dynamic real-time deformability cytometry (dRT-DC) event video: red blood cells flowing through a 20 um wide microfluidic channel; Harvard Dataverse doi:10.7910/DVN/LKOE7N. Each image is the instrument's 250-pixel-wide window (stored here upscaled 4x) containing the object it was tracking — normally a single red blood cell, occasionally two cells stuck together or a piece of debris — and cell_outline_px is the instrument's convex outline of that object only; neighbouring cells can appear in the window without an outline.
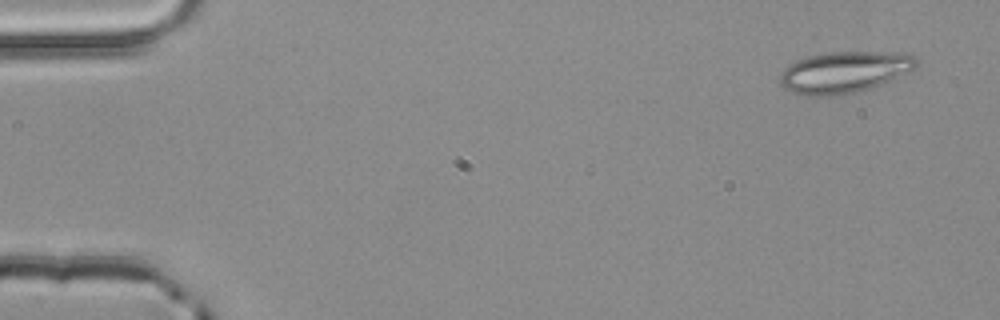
{"species": "common noctule bat (a hibernating species)", "species_latin": "Nyctalus noctula", "temperature_condition": "room temperature", "stored_images_in_passage": 4, "camera_frame_rate_fps": 3000, "um_per_image_px": 0.085, "animal": {"sex": "male", "body_mass_g": 20.4}, "frame": {"image": 1, "passage_image": 1, "time_ms": 0.0, "image_size_px": [1000, 320], "cell_outline_px": [[920, 64], [916, 68], [908, 72], [880, 84], [856, 92], [840, 96], [804, 96], [792, 92], [784, 88], [780, 84], [780, 72], [788, 64], [796, 60], [808, 56], [824, 52], [912, 52], [916, 56]], "centroid_in_image_um": [71.78, 6.12], "position_along_channel_um": 13.2, "area_um2": 33.52}}